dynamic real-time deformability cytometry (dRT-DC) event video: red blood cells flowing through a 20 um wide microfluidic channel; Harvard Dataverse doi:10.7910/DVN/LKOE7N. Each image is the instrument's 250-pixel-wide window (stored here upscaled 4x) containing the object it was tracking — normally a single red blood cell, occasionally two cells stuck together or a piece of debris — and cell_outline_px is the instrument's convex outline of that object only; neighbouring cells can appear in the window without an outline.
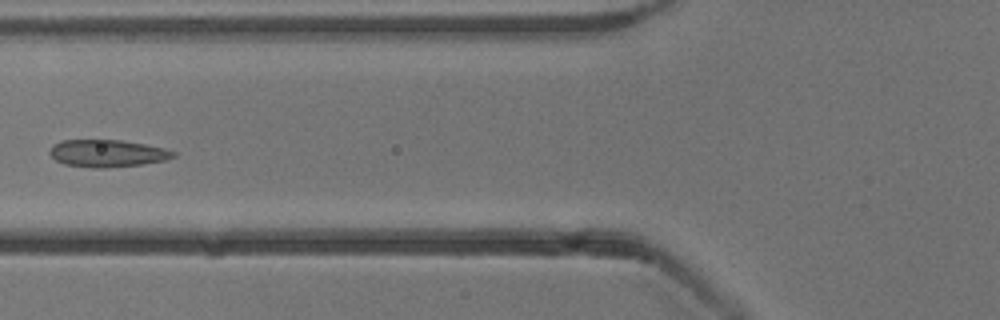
{"species": "common noctule bat (a hibernating species)", "species_latin": "Nyctalus noctula", "temperature_condition": "cold", "stored_images_in_passage": 6, "camera_frame_rate_fps": 3000, "um_per_image_px": 0.085, "animal": {"sex": "male", "body_mass_g": 13.3}, "frame": {"image": 1, "passage_image": 5, "time_ms": 6.0, "image_size_px": [1000, 320], "cell_outline_px": [[176, 156], [164, 160], [140, 164], [104, 168], [92, 168], [64, 164], [56, 160], [48, 152], [52, 144], [60, 140], [120, 140], [144, 144], [164, 148], [176, 152]], "centroid_in_image_um": [9.08, 13.03], "position_along_channel_um": 116.7, "area_um2": 19.59}}
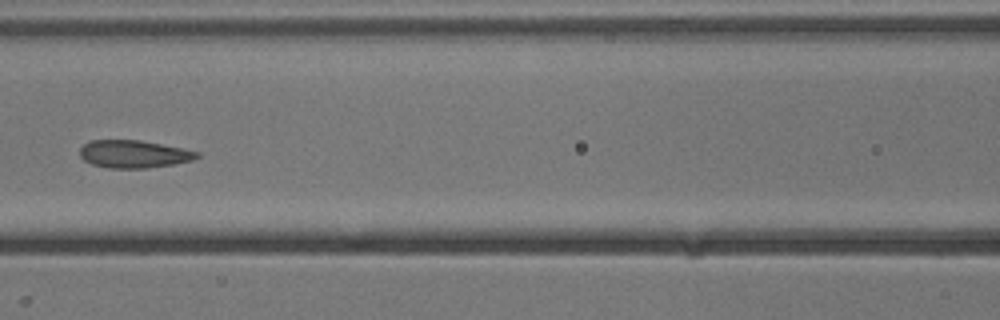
{"frame": {"image": 2, "passage_image": 6, "time_ms": 7.0, "image_size_px": [1000, 320], "cell_outline_px": [[200, 156], [192, 160], [176, 164], [148, 168], [108, 168], [92, 164], [84, 160], [80, 156], [80, 148], [84, 144], [92, 140], [140, 140], [200, 152]], "centroid_in_image_um": [11.37, 13.1], "position_along_channel_um": 155.2, "area_um2": 18.84}}